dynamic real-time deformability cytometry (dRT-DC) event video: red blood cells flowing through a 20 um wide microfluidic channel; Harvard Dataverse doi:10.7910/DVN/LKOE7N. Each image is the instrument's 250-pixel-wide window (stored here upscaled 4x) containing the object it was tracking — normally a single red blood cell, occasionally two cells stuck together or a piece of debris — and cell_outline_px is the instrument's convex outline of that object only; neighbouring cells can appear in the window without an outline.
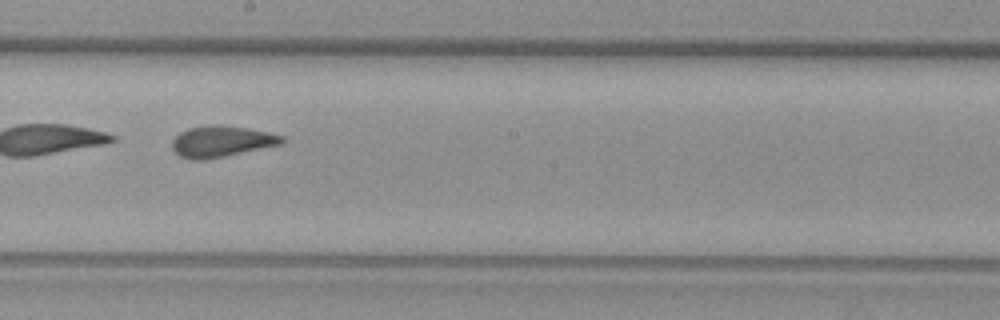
{"species": "common noctule bat (a hibernating species)", "species_latin": "Nyctalus noctula", "temperature_condition": "warm", "stored_images_in_passage": 23, "camera_frame_rate_fps": 3000, "um_per_image_px": 0.085, "animal": {"sex": "female", "body_mass_g": 29.2, "forearm_length_mm": 56.3}, "frame": {"image": 1, "passage_image": 14, "time_ms": 4.333, "image_size_px": [1000, 320], "cell_outline_px": [[284, 140], [280, 144], [224, 156], [204, 160], [192, 160], [180, 156], [172, 148], [172, 140], [180, 132], [188, 128], [212, 124], [216, 124], [248, 128], [284, 136]], "centroid_in_image_um": [18.78, 12.01], "position_along_channel_um": 229.4, "area_um2": 19.71}}